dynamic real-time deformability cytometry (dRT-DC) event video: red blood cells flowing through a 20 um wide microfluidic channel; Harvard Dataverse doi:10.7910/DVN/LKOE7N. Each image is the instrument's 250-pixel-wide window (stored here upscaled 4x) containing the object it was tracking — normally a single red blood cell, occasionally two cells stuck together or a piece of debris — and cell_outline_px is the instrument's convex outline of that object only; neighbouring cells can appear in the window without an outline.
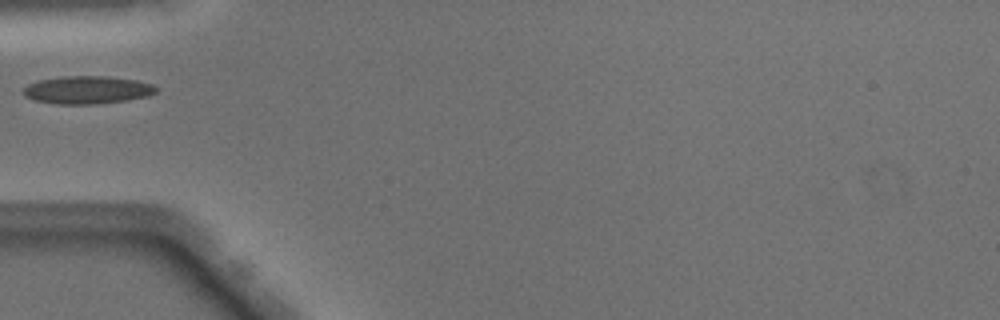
{"species": "Egyptian fruit bat (a non-hibernating species)", "species_latin": "Rousettus aegyptiacus", "temperature_condition": "warm", "stored_images_in_passage": 34, "camera_frame_rate_fps": 3000, "um_per_image_px": 0.085, "animal": {"sex": "male"}, "frame": {"image": 1, "passage_image": 1, "time_ms": 0.0, "image_size_px": [1000, 320], "cell_outline_px": [[160, 88], [156, 92], [148, 96], [124, 100], [96, 104], [56, 104], [36, 100], [24, 96], [24, 88], [28, 84], [40, 80], [64, 76], [108, 76], [136, 80], [152, 84]], "centroid_in_image_um": [7.45, 7.64], "position_along_channel_um": 77.6, "area_um2": 21.44}}
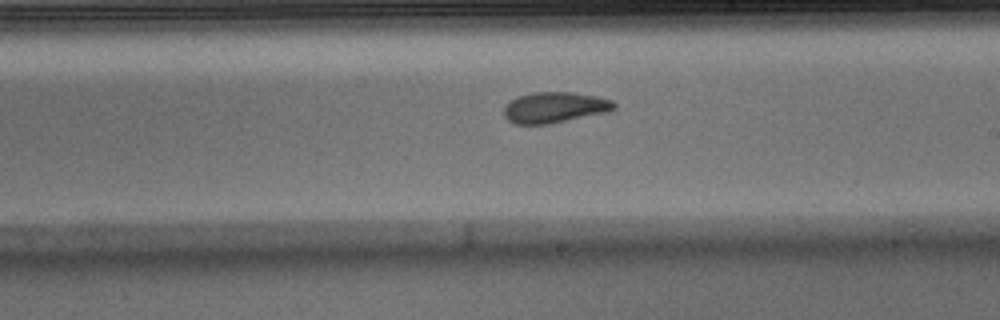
{"frame": {"image": 2, "passage_image": 13, "time_ms": 4.0, "image_size_px": [1000, 320], "cell_outline_px": [[616, 108], [604, 112], [548, 124], [512, 124], [504, 116], [504, 108], [516, 96], [532, 92], [572, 92], [596, 96], [612, 100], [616, 104]], "centroid_in_image_um": [47.11, 9.12], "position_along_channel_um": 241.9, "area_um2": 19.59}}
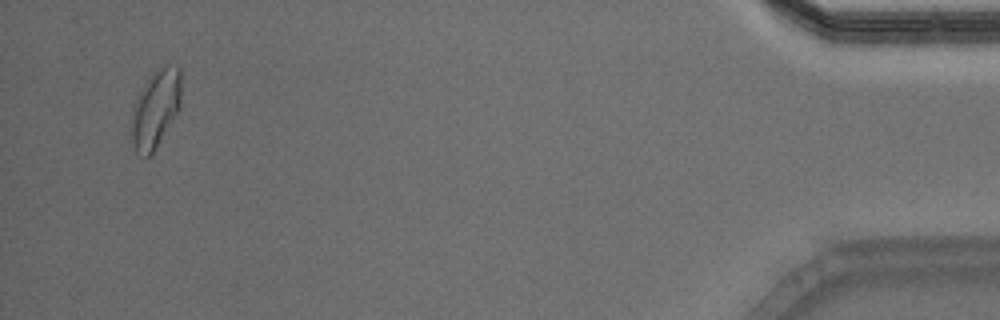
{"frame": {"image": 3, "passage_image": 32, "time_ms": 10.333, "image_size_px": [1000, 320], "cell_outline_px": [[180, 108], [152, 156], [144, 156], [136, 152], [132, 144], [132, 104], [136, 96], [152, 72], [164, 64], [180, 64]], "centroid_in_image_um": [13.22, 9.22], "position_along_channel_um": 422.0, "area_um2": 23.0}}